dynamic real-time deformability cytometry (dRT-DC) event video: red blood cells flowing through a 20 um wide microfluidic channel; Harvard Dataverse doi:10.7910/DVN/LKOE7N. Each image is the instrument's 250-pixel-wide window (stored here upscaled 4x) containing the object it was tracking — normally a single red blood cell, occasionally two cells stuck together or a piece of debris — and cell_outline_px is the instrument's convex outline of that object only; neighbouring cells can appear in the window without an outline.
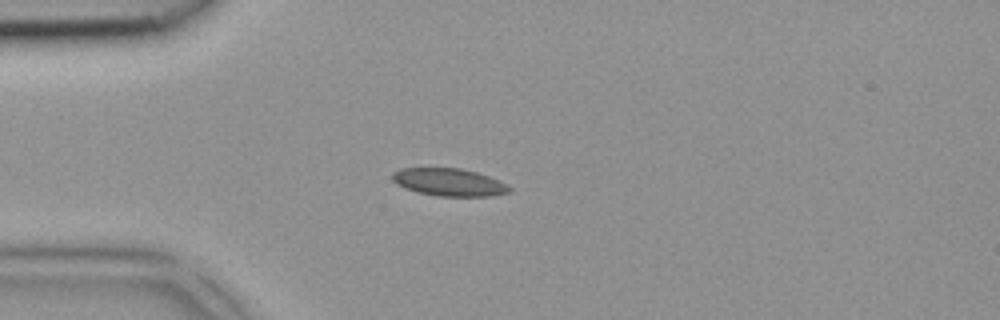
{"species": "common noctule bat (a hibernating species)", "species_latin": "Nyctalus noctula", "temperature_condition": "room temperature", "stored_images_in_passage": 4, "camera_frame_rate_fps": 3000, "um_per_image_px": 0.085, "animal": {"sex": "female", "body_mass_g": 18.4}, "frame": {"image": 1, "passage_image": 3, "time_ms": 0.667, "image_size_px": [1000, 320], "cell_outline_px": [[512, 192], [492, 196], [440, 196], [420, 192], [404, 188], [396, 184], [392, 180], [392, 172], [400, 168], [460, 168], [476, 172], [488, 176], [512, 188]], "centroid_in_image_um": [38.15, 15.48], "position_along_channel_um": 46.9, "area_um2": 18.73}}